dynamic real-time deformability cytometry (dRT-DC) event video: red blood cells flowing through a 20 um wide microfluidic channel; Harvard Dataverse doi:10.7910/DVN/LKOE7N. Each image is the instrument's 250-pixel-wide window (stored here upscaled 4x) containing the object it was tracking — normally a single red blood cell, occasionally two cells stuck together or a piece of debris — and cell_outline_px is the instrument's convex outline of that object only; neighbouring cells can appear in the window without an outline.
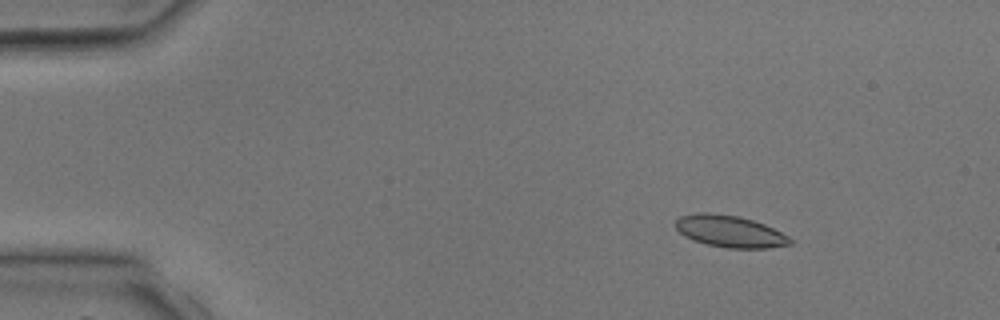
{"species": "common noctule bat (a hibernating species)", "species_latin": "Nyctalus noctula", "temperature_condition": "room temperature", "stored_images_in_passage": 4, "segment_of_instrument_passage": [1, 2], "camera_frame_rate_fps": 3000, "um_per_image_px": 0.085, "animal": {"sex": "male", "body_mass_g": 17.9, "forearm_length_mm": 54.2}, "frame": {"image": 1, "passage_image": 2, "time_ms": 1.333, "image_size_px": [1000, 320], "cell_outline_px": [[792, 244], [768, 248], [728, 248], [704, 244], [684, 236], [676, 228], [676, 220], [680, 216], [696, 212], [708, 212], [736, 216], [752, 220], [764, 224], [788, 236], [792, 240]], "centroid_in_image_um": [62.01, 19.67], "position_along_channel_um": 23.0, "area_um2": 21.15}}